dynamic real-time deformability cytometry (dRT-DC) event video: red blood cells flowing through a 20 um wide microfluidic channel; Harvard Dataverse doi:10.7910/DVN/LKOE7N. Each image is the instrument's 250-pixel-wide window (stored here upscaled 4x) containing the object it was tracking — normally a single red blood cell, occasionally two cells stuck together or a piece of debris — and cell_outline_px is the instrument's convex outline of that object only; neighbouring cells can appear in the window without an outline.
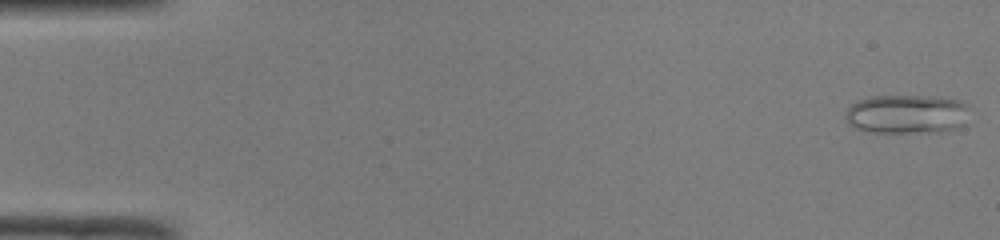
{"species": "common noctule bat (a hibernating species)", "species_latin": "Nyctalus noctula", "temperature_condition": "room temperature", "stored_images_in_passage": 47, "camera_frame_rate_fps": 3000, "um_per_image_px": 0.085, "animal": {"sex": "male", "body_mass_g": 19.0, "forearm_length_mm": 50.8}, "frame": {"image": 1, "passage_image": 1, "time_ms": 0.0, "image_size_px": [1000, 240], "cell_outline_px": [[968, 108], [964, 124], [956, 128], [940, 132], [864, 132], [848, 124], [844, 116], [848, 108], [852, 104], [860, 100], [872, 96], [932, 96], [960, 100], [968, 104]], "centroid_in_image_um": [77.07, 9.7], "position_along_channel_um": 7.9, "area_um2": 28.38}}
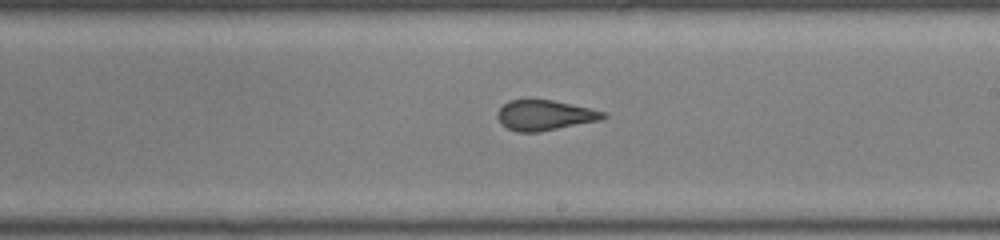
{"frame": {"image": 2, "passage_image": 29, "time_ms": 9.333, "image_size_px": [1000, 240], "cell_outline_px": [[608, 116], [600, 120], [540, 132], [516, 132], [500, 124], [496, 116], [500, 108], [508, 100], [552, 100], [588, 108], [604, 112]], "centroid_in_image_um": [46.26, 9.81], "position_along_channel_um": 242.7, "area_um2": 18.5}}
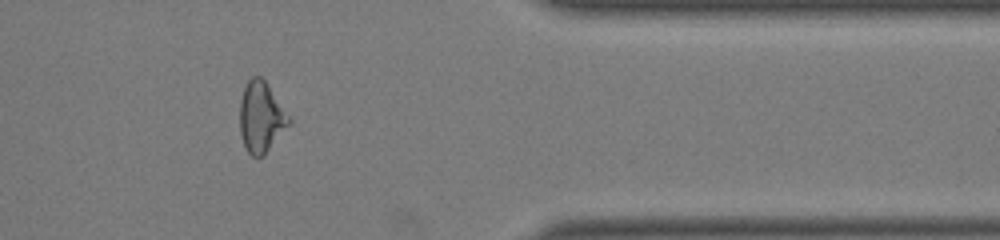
{"frame": {"image": 3, "passage_image": 41, "time_ms": 13.333, "image_size_px": [1000, 240], "cell_outline_px": [[292, 120], [264, 156], [256, 160], [248, 152], [244, 144], [240, 132], [240, 100], [244, 88], [248, 80], [252, 76], [260, 76], [264, 80]], "centroid_in_image_um": [22.18, 9.99], "position_along_channel_um": 389.2, "area_um2": 20.06}}